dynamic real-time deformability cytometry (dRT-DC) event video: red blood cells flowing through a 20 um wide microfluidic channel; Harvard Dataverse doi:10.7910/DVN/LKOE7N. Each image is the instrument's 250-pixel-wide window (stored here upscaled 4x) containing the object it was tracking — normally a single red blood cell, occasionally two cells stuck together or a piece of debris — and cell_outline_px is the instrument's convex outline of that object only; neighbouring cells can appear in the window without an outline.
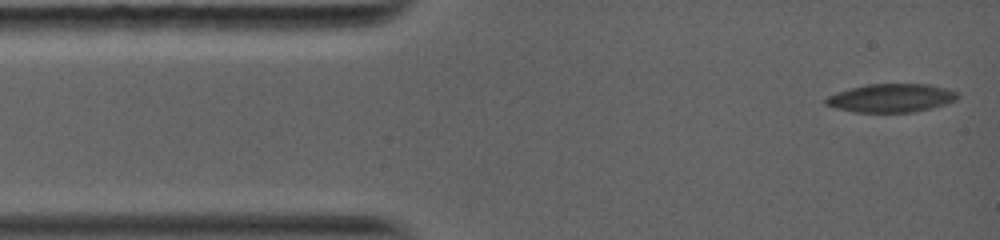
{"species": "common noctule bat (a hibernating species)", "species_latin": "Nyctalus noctula", "temperature_condition": "warm", "stored_images_in_passage": 46, "camera_frame_rate_fps": 5000, "um_per_image_px": 0.085, "animal": {"sex": "female", "body_mass_g": 19.0, "forearm_length_mm": 56.7}, "frame": {"image": 1, "passage_image": 1, "time_ms": 0.0, "image_size_px": [1000, 240], "cell_outline_px": [[960, 96], [956, 100], [944, 104], [912, 112], [852, 112], [836, 108], [824, 104], [824, 100], [828, 96], [836, 92], [868, 84], [928, 84], [944, 88], [956, 92]], "centroid_in_image_um": [75.71, 8.33], "position_along_channel_um": 9.3, "area_um2": 21.62}}
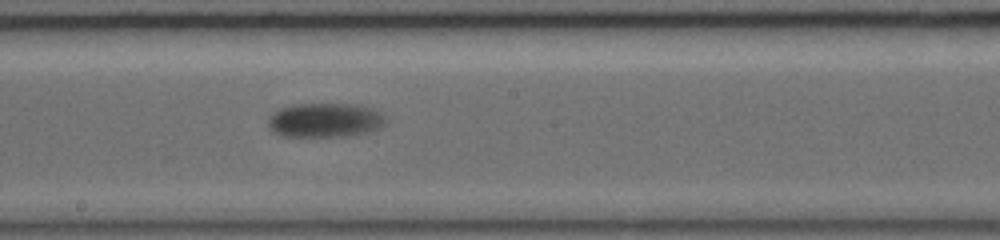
{"frame": {"image": 2, "passage_image": 20, "time_ms": 7.2, "image_size_px": [1000, 240], "cell_outline_px": [[384, 124], [380, 128], [368, 132], [348, 136], [284, 136], [272, 132], [268, 128], [268, 116], [280, 108], [296, 104], [352, 104], [372, 108], [380, 112], [384, 116]], "centroid_in_image_um": [27.59, 10.22], "position_along_channel_um": 220.6, "area_um2": 23.52}}
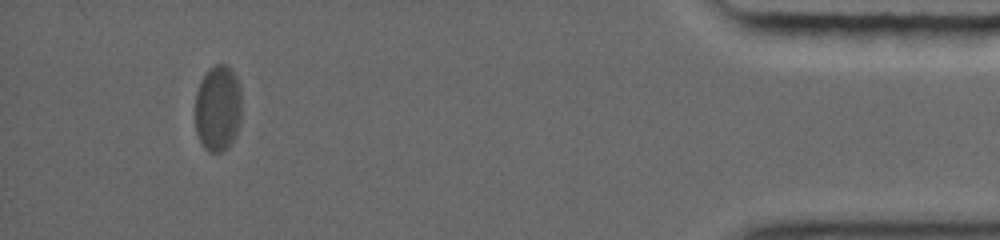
{"frame": {"image": 3, "passage_image": 39, "time_ms": 14.2, "image_size_px": [1000, 240], "cell_outline_px": [[240, 124], [232, 140], [220, 152], [208, 152], [204, 148], [196, 132], [196, 92], [208, 68], [216, 64], [224, 64], [232, 68], [236, 76], [240, 88]], "centroid_in_image_um": [18.52, 9.17], "position_along_channel_um": 416.7, "area_um2": 23.18}}